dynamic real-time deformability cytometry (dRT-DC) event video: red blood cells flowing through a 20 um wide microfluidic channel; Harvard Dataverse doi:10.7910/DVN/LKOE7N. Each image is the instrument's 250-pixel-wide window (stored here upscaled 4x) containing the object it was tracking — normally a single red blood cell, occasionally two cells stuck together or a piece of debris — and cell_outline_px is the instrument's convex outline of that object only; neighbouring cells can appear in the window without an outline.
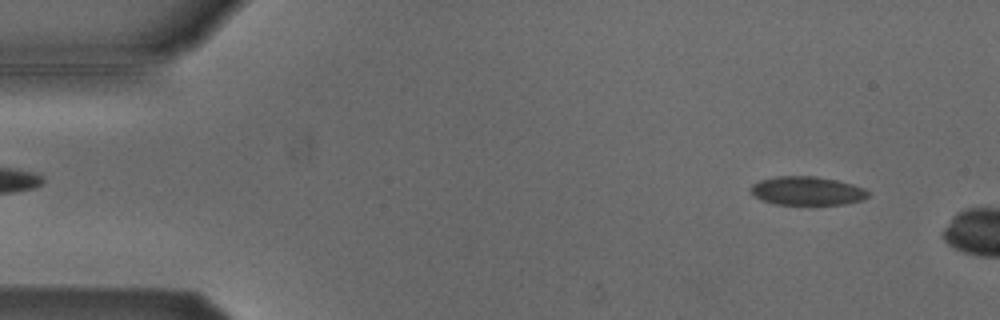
{"species": "Egyptian fruit bat (a non-hibernating species)", "species_latin": "Rousettus aegyptiacus", "temperature_condition": "cold", "stored_images_in_passage": 8, "camera_frame_rate_fps": 3000, "um_per_image_px": 0.085, "animal": {"sex": "male"}, "frame": {"image": 1, "passage_image": 4, "time_ms": 1.0, "image_size_px": [1000, 320], "cell_outline_px": [[868, 196], [864, 200], [844, 204], [776, 204], [764, 200], [756, 196], [752, 192], [752, 184], [760, 180], [776, 176], [816, 176], [836, 180], [852, 184], [864, 188], [868, 192]], "centroid_in_image_um": [68.64, 16.21], "position_along_channel_um": 16.4, "area_um2": 19.36}}